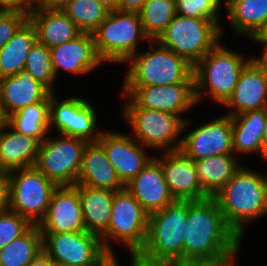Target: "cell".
Listing matches in <instances>:
<instances>
[{
	"label": "cell",
	"instance_id": "26",
	"mask_svg": "<svg viewBox=\"0 0 267 266\" xmlns=\"http://www.w3.org/2000/svg\"><path fill=\"white\" fill-rule=\"evenodd\" d=\"M115 191L79 185L84 226L87 232L102 236L110 223Z\"/></svg>",
	"mask_w": 267,
	"mask_h": 266
},
{
	"label": "cell",
	"instance_id": "43",
	"mask_svg": "<svg viewBox=\"0 0 267 266\" xmlns=\"http://www.w3.org/2000/svg\"><path fill=\"white\" fill-rule=\"evenodd\" d=\"M147 0H121L120 11L139 12Z\"/></svg>",
	"mask_w": 267,
	"mask_h": 266
},
{
	"label": "cell",
	"instance_id": "9",
	"mask_svg": "<svg viewBox=\"0 0 267 266\" xmlns=\"http://www.w3.org/2000/svg\"><path fill=\"white\" fill-rule=\"evenodd\" d=\"M126 122L132 128V137L145 148L179 150L182 140L180 134L189 125L182 116L145 108H123Z\"/></svg>",
	"mask_w": 267,
	"mask_h": 266
},
{
	"label": "cell",
	"instance_id": "50",
	"mask_svg": "<svg viewBox=\"0 0 267 266\" xmlns=\"http://www.w3.org/2000/svg\"><path fill=\"white\" fill-rule=\"evenodd\" d=\"M131 266H133V256ZM102 266H120L119 262H117L116 256H110V258L102 265Z\"/></svg>",
	"mask_w": 267,
	"mask_h": 266
},
{
	"label": "cell",
	"instance_id": "18",
	"mask_svg": "<svg viewBox=\"0 0 267 266\" xmlns=\"http://www.w3.org/2000/svg\"><path fill=\"white\" fill-rule=\"evenodd\" d=\"M97 142L103 147L107 158L121 182L128 184L153 158L146 155L136 139L119 132H102Z\"/></svg>",
	"mask_w": 267,
	"mask_h": 266
},
{
	"label": "cell",
	"instance_id": "3",
	"mask_svg": "<svg viewBox=\"0 0 267 266\" xmlns=\"http://www.w3.org/2000/svg\"><path fill=\"white\" fill-rule=\"evenodd\" d=\"M187 216L188 201L180 200H175L162 210L151 213L145 244L135 257L144 266L183 262Z\"/></svg>",
	"mask_w": 267,
	"mask_h": 266
},
{
	"label": "cell",
	"instance_id": "21",
	"mask_svg": "<svg viewBox=\"0 0 267 266\" xmlns=\"http://www.w3.org/2000/svg\"><path fill=\"white\" fill-rule=\"evenodd\" d=\"M225 106L232 108L226 113L229 116L267 108V79L252 59L240 72L233 94Z\"/></svg>",
	"mask_w": 267,
	"mask_h": 266
},
{
	"label": "cell",
	"instance_id": "6",
	"mask_svg": "<svg viewBox=\"0 0 267 266\" xmlns=\"http://www.w3.org/2000/svg\"><path fill=\"white\" fill-rule=\"evenodd\" d=\"M92 34L96 52L104 63H127L138 52L140 40L150 41L143 30L139 12L110 10Z\"/></svg>",
	"mask_w": 267,
	"mask_h": 266
},
{
	"label": "cell",
	"instance_id": "48",
	"mask_svg": "<svg viewBox=\"0 0 267 266\" xmlns=\"http://www.w3.org/2000/svg\"><path fill=\"white\" fill-rule=\"evenodd\" d=\"M9 116L5 112L4 108L0 105V133L7 127Z\"/></svg>",
	"mask_w": 267,
	"mask_h": 266
},
{
	"label": "cell",
	"instance_id": "39",
	"mask_svg": "<svg viewBox=\"0 0 267 266\" xmlns=\"http://www.w3.org/2000/svg\"><path fill=\"white\" fill-rule=\"evenodd\" d=\"M35 6V0H0L2 11H20L30 14Z\"/></svg>",
	"mask_w": 267,
	"mask_h": 266
},
{
	"label": "cell",
	"instance_id": "31",
	"mask_svg": "<svg viewBox=\"0 0 267 266\" xmlns=\"http://www.w3.org/2000/svg\"><path fill=\"white\" fill-rule=\"evenodd\" d=\"M43 251V235L38 225L0 249V266H27Z\"/></svg>",
	"mask_w": 267,
	"mask_h": 266
},
{
	"label": "cell",
	"instance_id": "49",
	"mask_svg": "<svg viewBox=\"0 0 267 266\" xmlns=\"http://www.w3.org/2000/svg\"><path fill=\"white\" fill-rule=\"evenodd\" d=\"M110 10H120L121 0H101Z\"/></svg>",
	"mask_w": 267,
	"mask_h": 266
},
{
	"label": "cell",
	"instance_id": "22",
	"mask_svg": "<svg viewBox=\"0 0 267 266\" xmlns=\"http://www.w3.org/2000/svg\"><path fill=\"white\" fill-rule=\"evenodd\" d=\"M51 92L26 70L0 78V105L7 115L38 102H49Z\"/></svg>",
	"mask_w": 267,
	"mask_h": 266
},
{
	"label": "cell",
	"instance_id": "38",
	"mask_svg": "<svg viewBox=\"0 0 267 266\" xmlns=\"http://www.w3.org/2000/svg\"><path fill=\"white\" fill-rule=\"evenodd\" d=\"M29 19V14L20 11L0 12V49L15 35Z\"/></svg>",
	"mask_w": 267,
	"mask_h": 266
},
{
	"label": "cell",
	"instance_id": "35",
	"mask_svg": "<svg viewBox=\"0 0 267 266\" xmlns=\"http://www.w3.org/2000/svg\"><path fill=\"white\" fill-rule=\"evenodd\" d=\"M24 69L36 81L43 84L51 93H54L53 83L56 80V75L52 68L51 51L49 48L37 41L27 55Z\"/></svg>",
	"mask_w": 267,
	"mask_h": 266
},
{
	"label": "cell",
	"instance_id": "32",
	"mask_svg": "<svg viewBox=\"0 0 267 266\" xmlns=\"http://www.w3.org/2000/svg\"><path fill=\"white\" fill-rule=\"evenodd\" d=\"M8 124L17 132L42 142L49 132V102L28 105L9 115Z\"/></svg>",
	"mask_w": 267,
	"mask_h": 266
},
{
	"label": "cell",
	"instance_id": "10",
	"mask_svg": "<svg viewBox=\"0 0 267 266\" xmlns=\"http://www.w3.org/2000/svg\"><path fill=\"white\" fill-rule=\"evenodd\" d=\"M10 210L38 225L46 215L51 196L57 185L35 166L7 172Z\"/></svg>",
	"mask_w": 267,
	"mask_h": 266
},
{
	"label": "cell",
	"instance_id": "28",
	"mask_svg": "<svg viewBox=\"0 0 267 266\" xmlns=\"http://www.w3.org/2000/svg\"><path fill=\"white\" fill-rule=\"evenodd\" d=\"M225 5L236 35L253 39L267 24V0H226Z\"/></svg>",
	"mask_w": 267,
	"mask_h": 266
},
{
	"label": "cell",
	"instance_id": "44",
	"mask_svg": "<svg viewBox=\"0 0 267 266\" xmlns=\"http://www.w3.org/2000/svg\"><path fill=\"white\" fill-rule=\"evenodd\" d=\"M27 266H55V264L44 251H41Z\"/></svg>",
	"mask_w": 267,
	"mask_h": 266
},
{
	"label": "cell",
	"instance_id": "47",
	"mask_svg": "<svg viewBox=\"0 0 267 266\" xmlns=\"http://www.w3.org/2000/svg\"><path fill=\"white\" fill-rule=\"evenodd\" d=\"M261 158L267 160V122L265 131L262 136V144H261V150H260Z\"/></svg>",
	"mask_w": 267,
	"mask_h": 266
},
{
	"label": "cell",
	"instance_id": "30",
	"mask_svg": "<svg viewBox=\"0 0 267 266\" xmlns=\"http://www.w3.org/2000/svg\"><path fill=\"white\" fill-rule=\"evenodd\" d=\"M194 163L199 182L209 197H214L241 167L235 154L211 156Z\"/></svg>",
	"mask_w": 267,
	"mask_h": 266
},
{
	"label": "cell",
	"instance_id": "2",
	"mask_svg": "<svg viewBox=\"0 0 267 266\" xmlns=\"http://www.w3.org/2000/svg\"><path fill=\"white\" fill-rule=\"evenodd\" d=\"M214 198L227 224L242 240L245 225L267 214V177L241 166Z\"/></svg>",
	"mask_w": 267,
	"mask_h": 266
},
{
	"label": "cell",
	"instance_id": "36",
	"mask_svg": "<svg viewBox=\"0 0 267 266\" xmlns=\"http://www.w3.org/2000/svg\"><path fill=\"white\" fill-rule=\"evenodd\" d=\"M32 224L17 212L0 213V249L24 234Z\"/></svg>",
	"mask_w": 267,
	"mask_h": 266
},
{
	"label": "cell",
	"instance_id": "11",
	"mask_svg": "<svg viewBox=\"0 0 267 266\" xmlns=\"http://www.w3.org/2000/svg\"><path fill=\"white\" fill-rule=\"evenodd\" d=\"M42 235L43 251L55 265L102 266L111 256L101 237L86 230Z\"/></svg>",
	"mask_w": 267,
	"mask_h": 266
},
{
	"label": "cell",
	"instance_id": "14",
	"mask_svg": "<svg viewBox=\"0 0 267 266\" xmlns=\"http://www.w3.org/2000/svg\"><path fill=\"white\" fill-rule=\"evenodd\" d=\"M55 93L49 96V131L53 125L60 135L97 142L101 131H96L97 115L84 98L70 97L58 103Z\"/></svg>",
	"mask_w": 267,
	"mask_h": 266
},
{
	"label": "cell",
	"instance_id": "51",
	"mask_svg": "<svg viewBox=\"0 0 267 266\" xmlns=\"http://www.w3.org/2000/svg\"><path fill=\"white\" fill-rule=\"evenodd\" d=\"M133 266H144L135 256H133Z\"/></svg>",
	"mask_w": 267,
	"mask_h": 266
},
{
	"label": "cell",
	"instance_id": "20",
	"mask_svg": "<svg viewBox=\"0 0 267 266\" xmlns=\"http://www.w3.org/2000/svg\"><path fill=\"white\" fill-rule=\"evenodd\" d=\"M125 188L150 215L175 201L164 178L161 164L153 158Z\"/></svg>",
	"mask_w": 267,
	"mask_h": 266
},
{
	"label": "cell",
	"instance_id": "4",
	"mask_svg": "<svg viewBox=\"0 0 267 266\" xmlns=\"http://www.w3.org/2000/svg\"><path fill=\"white\" fill-rule=\"evenodd\" d=\"M152 42L149 41L150 51L137 52L127 61L128 72L122 87L194 83L191 64L157 41Z\"/></svg>",
	"mask_w": 267,
	"mask_h": 266
},
{
	"label": "cell",
	"instance_id": "46",
	"mask_svg": "<svg viewBox=\"0 0 267 266\" xmlns=\"http://www.w3.org/2000/svg\"><path fill=\"white\" fill-rule=\"evenodd\" d=\"M253 40L265 44L264 46L267 47V24L258 32Z\"/></svg>",
	"mask_w": 267,
	"mask_h": 266
},
{
	"label": "cell",
	"instance_id": "34",
	"mask_svg": "<svg viewBox=\"0 0 267 266\" xmlns=\"http://www.w3.org/2000/svg\"><path fill=\"white\" fill-rule=\"evenodd\" d=\"M139 15L146 36L156 41L176 15L175 0H147Z\"/></svg>",
	"mask_w": 267,
	"mask_h": 266
},
{
	"label": "cell",
	"instance_id": "42",
	"mask_svg": "<svg viewBox=\"0 0 267 266\" xmlns=\"http://www.w3.org/2000/svg\"><path fill=\"white\" fill-rule=\"evenodd\" d=\"M233 261H210V262H171L163 266H234Z\"/></svg>",
	"mask_w": 267,
	"mask_h": 266
},
{
	"label": "cell",
	"instance_id": "52",
	"mask_svg": "<svg viewBox=\"0 0 267 266\" xmlns=\"http://www.w3.org/2000/svg\"><path fill=\"white\" fill-rule=\"evenodd\" d=\"M210 1L220 10L222 0H210Z\"/></svg>",
	"mask_w": 267,
	"mask_h": 266
},
{
	"label": "cell",
	"instance_id": "40",
	"mask_svg": "<svg viewBox=\"0 0 267 266\" xmlns=\"http://www.w3.org/2000/svg\"><path fill=\"white\" fill-rule=\"evenodd\" d=\"M8 210H10L8 174L0 171V213Z\"/></svg>",
	"mask_w": 267,
	"mask_h": 266
},
{
	"label": "cell",
	"instance_id": "53",
	"mask_svg": "<svg viewBox=\"0 0 267 266\" xmlns=\"http://www.w3.org/2000/svg\"><path fill=\"white\" fill-rule=\"evenodd\" d=\"M55 266H73V265H64V264H63V265H55Z\"/></svg>",
	"mask_w": 267,
	"mask_h": 266
},
{
	"label": "cell",
	"instance_id": "24",
	"mask_svg": "<svg viewBox=\"0 0 267 266\" xmlns=\"http://www.w3.org/2000/svg\"><path fill=\"white\" fill-rule=\"evenodd\" d=\"M40 143L37 138L19 133L8 124L0 133V171L35 166Z\"/></svg>",
	"mask_w": 267,
	"mask_h": 266
},
{
	"label": "cell",
	"instance_id": "15",
	"mask_svg": "<svg viewBox=\"0 0 267 266\" xmlns=\"http://www.w3.org/2000/svg\"><path fill=\"white\" fill-rule=\"evenodd\" d=\"M180 150L193 161L217 155L234 154L231 116L223 115L188 132Z\"/></svg>",
	"mask_w": 267,
	"mask_h": 266
},
{
	"label": "cell",
	"instance_id": "41",
	"mask_svg": "<svg viewBox=\"0 0 267 266\" xmlns=\"http://www.w3.org/2000/svg\"><path fill=\"white\" fill-rule=\"evenodd\" d=\"M71 0H35L33 9L63 10Z\"/></svg>",
	"mask_w": 267,
	"mask_h": 266
},
{
	"label": "cell",
	"instance_id": "5",
	"mask_svg": "<svg viewBox=\"0 0 267 266\" xmlns=\"http://www.w3.org/2000/svg\"><path fill=\"white\" fill-rule=\"evenodd\" d=\"M250 60L219 42L193 67L197 103L207 94L224 105L233 94L240 72Z\"/></svg>",
	"mask_w": 267,
	"mask_h": 266
},
{
	"label": "cell",
	"instance_id": "27",
	"mask_svg": "<svg viewBox=\"0 0 267 266\" xmlns=\"http://www.w3.org/2000/svg\"><path fill=\"white\" fill-rule=\"evenodd\" d=\"M266 122L267 108L231 116L234 154H259Z\"/></svg>",
	"mask_w": 267,
	"mask_h": 266
},
{
	"label": "cell",
	"instance_id": "17",
	"mask_svg": "<svg viewBox=\"0 0 267 266\" xmlns=\"http://www.w3.org/2000/svg\"><path fill=\"white\" fill-rule=\"evenodd\" d=\"M38 227L41 233L85 231L79 185L57 186Z\"/></svg>",
	"mask_w": 267,
	"mask_h": 266
},
{
	"label": "cell",
	"instance_id": "37",
	"mask_svg": "<svg viewBox=\"0 0 267 266\" xmlns=\"http://www.w3.org/2000/svg\"><path fill=\"white\" fill-rule=\"evenodd\" d=\"M176 14L192 17L205 18L215 22L219 27V9L210 0H175Z\"/></svg>",
	"mask_w": 267,
	"mask_h": 266
},
{
	"label": "cell",
	"instance_id": "1",
	"mask_svg": "<svg viewBox=\"0 0 267 266\" xmlns=\"http://www.w3.org/2000/svg\"><path fill=\"white\" fill-rule=\"evenodd\" d=\"M241 241L214 197L188 201L183 262L234 261Z\"/></svg>",
	"mask_w": 267,
	"mask_h": 266
},
{
	"label": "cell",
	"instance_id": "12",
	"mask_svg": "<svg viewBox=\"0 0 267 266\" xmlns=\"http://www.w3.org/2000/svg\"><path fill=\"white\" fill-rule=\"evenodd\" d=\"M62 137L48 136L40 143L35 167L57 186H74L88 142L76 137Z\"/></svg>",
	"mask_w": 267,
	"mask_h": 266
},
{
	"label": "cell",
	"instance_id": "16",
	"mask_svg": "<svg viewBox=\"0 0 267 266\" xmlns=\"http://www.w3.org/2000/svg\"><path fill=\"white\" fill-rule=\"evenodd\" d=\"M154 157L162 166L168 189L175 200L198 201L209 198L198 178L194 161L180 149Z\"/></svg>",
	"mask_w": 267,
	"mask_h": 266
},
{
	"label": "cell",
	"instance_id": "25",
	"mask_svg": "<svg viewBox=\"0 0 267 266\" xmlns=\"http://www.w3.org/2000/svg\"><path fill=\"white\" fill-rule=\"evenodd\" d=\"M29 19L36 28L38 42L49 49L82 33L62 10L32 9Z\"/></svg>",
	"mask_w": 267,
	"mask_h": 266
},
{
	"label": "cell",
	"instance_id": "19",
	"mask_svg": "<svg viewBox=\"0 0 267 266\" xmlns=\"http://www.w3.org/2000/svg\"><path fill=\"white\" fill-rule=\"evenodd\" d=\"M50 51L56 78L60 70L82 75L103 63L96 52L92 33H81L73 40L51 48Z\"/></svg>",
	"mask_w": 267,
	"mask_h": 266
},
{
	"label": "cell",
	"instance_id": "23",
	"mask_svg": "<svg viewBox=\"0 0 267 266\" xmlns=\"http://www.w3.org/2000/svg\"><path fill=\"white\" fill-rule=\"evenodd\" d=\"M76 185L111 191L125 189L116 169L98 142H88L86 145Z\"/></svg>",
	"mask_w": 267,
	"mask_h": 266
},
{
	"label": "cell",
	"instance_id": "13",
	"mask_svg": "<svg viewBox=\"0 0 267 266\" xmlns=\"http://www.w3.org/2000/svg\"><path fill=\"white\" fill-rule=\"evenodd\" d=\"M130 99L123 108H145L181 116L197 104L194 83L122 87Z\"/></svg>",
	"mask_w": 267,
	"mask_h": 266
},
{
	"label": "cell",
	"instance_id": "29",
	"mask_svg": "<svg viewBox=\"0 0 267 266\" xmlns=\"http://www.w3.org/2000/svg\"><path fill=\"white\" fill-rule=\"evenodd\" d=\"M37 41L36 28L28 19L0 49V78L24 69L27 55Z\"/></svg>",
	"mask_w": 267,
	"mask_h": 266
},
{
	"label": "cell",
	"instance_id": "7",
	"mask_svg": "<svg viewBox=\"0 0 267 266\" xmlns=\"http://www.w3.org/2000/svg\"><path fill=\"white\" fill-rule=\"evenodd\" d=\"M221 30L222 27L210 19L176 14L156 41L194 67L220 42Z\"/></svg>",
	"mask_w": 267,
	"mask_h": 266
},
{
	"label": "cell",
	"instance_id": "45",
	"mask_svg": "<svg viewBox=\"0 0 267 266\" xmlns=\"http://www.w3.org/2000/svg\"><path fill=\"white\" fill-rule=\"evenodd\" d=\"M251 59L262 70L264 76L267 79V47H264V53H262L260 58L252 57Z\"/></svg>",
	"mask_w": 267,
	"mask_h": 266
},
{
	"label": "cell",
	"instance_id": "8",
	"mask_svg": "<svg viewBox=\"0 0 267 266\" xmlns=\"http://www.w3.org/2000/svg\"><path fill=\"white\" fill-rule=\"evenodd\" d=\"M149 214L125 188L115 191L108 230L101 236L105 250L115 256L111 243H123L131 256H136L145 244Z\"/></svg>",
	"mask_w": 267,
	"mask_h": 266
},
{
	"label": "cell",
	"instance_id": "33",
	"mask_svg": "<svg viewBox=\"0 0 267 266\" xmlns=\"http://www.w3.org/2000/svg\"><path fill=\"white\" fill-rule=\"evenodd\" d=\"M62 11L82 33H93L110 9L101 0H71Z\"/></svg>",
	"mask_w": 267,
	"mask_h": 266
}]
</instances>
